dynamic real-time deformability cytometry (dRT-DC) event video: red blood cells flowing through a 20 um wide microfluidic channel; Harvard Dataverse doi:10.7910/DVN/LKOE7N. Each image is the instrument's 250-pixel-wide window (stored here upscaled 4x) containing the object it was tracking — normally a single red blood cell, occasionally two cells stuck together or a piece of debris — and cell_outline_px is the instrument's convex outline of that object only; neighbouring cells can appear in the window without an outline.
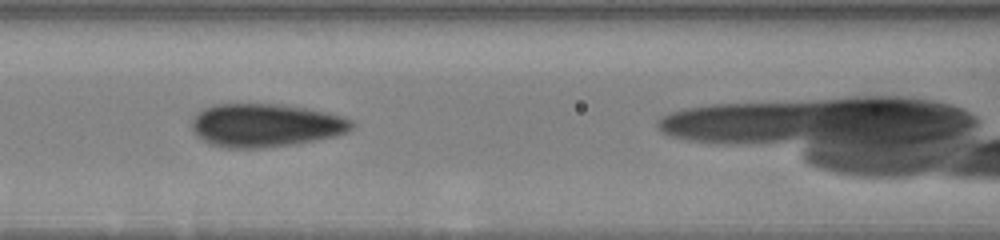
{"species": "human", "species_latin": "Homo sapiens", "temperature_condition": "warm", "stored_images_in_passage": 39, "camera_frame_rate_fps": 3000, "um_per_image_px": 0.085, "donor": {"sex": "male"}, "frame": {"image": 1, "passage_image": 9, "time_ms": 3.0, "image_size_px": [1000, 240], "cell_outline_px": [[356, 124], [348, 132], [336, 136], [316, 140], [292, 144], [260, 148], [228, 148], [208, 144], [196, 136], [192, 128], [192, 116], [196, 112], [212, 104], [280, 104], [308, 108], [328, 112], [352, 120]], "centroid_in_image_um": [22.55, 10.64], "position_along_channel_um": 144.0, "area_um2": 40.75}}
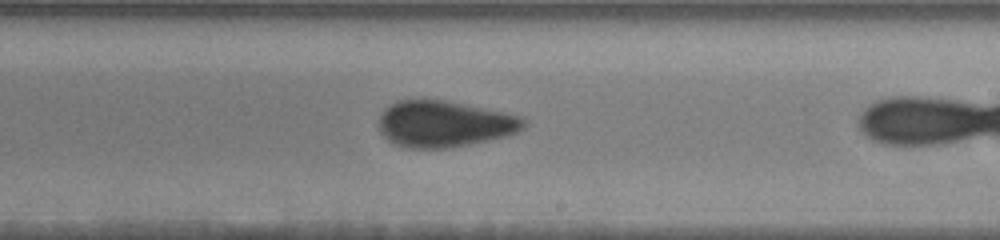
{"frame": {"image": 2, "passage_image": 18, "time_ms": 6.0, "image_size_px": [1000, 240], "cell_outline_px": [[528, 124], [524, 128], [516, 132], [504, 136], [488, 140], [468, 144], [444, 148], [408, 148], [396, 144], [388, 140], [380, 132], [380, 116], [384, 108], [396, 100], [444, 100], [504, 112], [520, 116]], "centroid_in_image_um": [37.75, 10.53], "position_along_channel_um": 251.2, "area_um2": 38.78}}
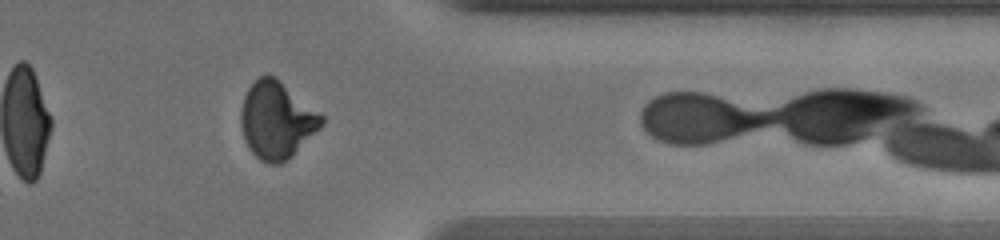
{"frame": {"image": 3, "passage_image": 29, "time_ms": 10.0, "image_size_px": [1000, 240], "cell_outline_px": [[324, 124], [288, 160], [280, 164], [272, 164], [260, 160], [252, 152], [244, 140], [240, 124], [240, 116], [244, 96], [248, 88], [260, 76], [276, 76], [324, 116]], "centroid_in_image_um": [23.52, 10.22], "position_along_channel_um": 387.9, "area_um2": 36.18}, "authors_computed_cell_mechanics": {"area_um2": 38.7838, "velocity_mm_per_s": 3.5766, "shape_relaxation_time_tau1_ms": null, "shape_relaxation_time_tau2_ms": 0.7855, "deformation_change_tau1": null, "deformation_change_tau2": 0.0374}}